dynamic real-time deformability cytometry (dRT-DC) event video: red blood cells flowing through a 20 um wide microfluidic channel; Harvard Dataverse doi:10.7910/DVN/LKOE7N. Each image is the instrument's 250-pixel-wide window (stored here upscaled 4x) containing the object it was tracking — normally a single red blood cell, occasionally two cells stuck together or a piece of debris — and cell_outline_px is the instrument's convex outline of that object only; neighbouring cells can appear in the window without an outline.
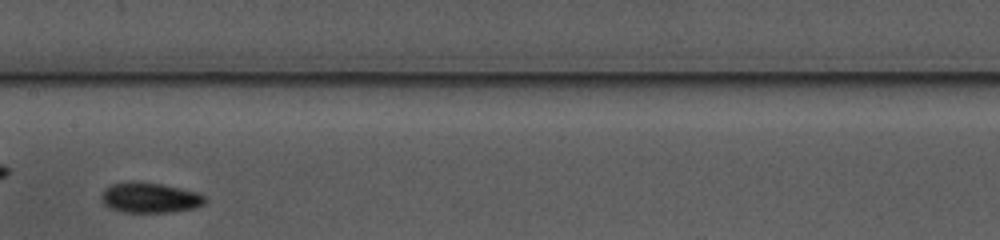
{"species": "common noctule bat (a hibernating species)", "species_latin": "Nyctalus noctula", "temperature_condition": "warm", "stored_images_in_passage": 35, "camera_frame_rate_fps": 3000, "um_per_image_px": 0.085, "animal": {"sex": "female", "body_mass_g": 10.0, "forearm_length_mm": 53.1}, "frame": {"image": 1, "passage_image": 10, "time_ms": 3.0, "image_size_px": [1000, 240], "cell_outline_px": [[204, 204], [192, 208], [172, 212], [124, 212], [112, 208], [104, 204], [104, 188], [112, 184], [160, 184], [196, 192], [204, 196]], "centroid_in_image_um": [12.78, 16.85], "position_along_channel_um": 194.6, "area_um2": 17.17}}
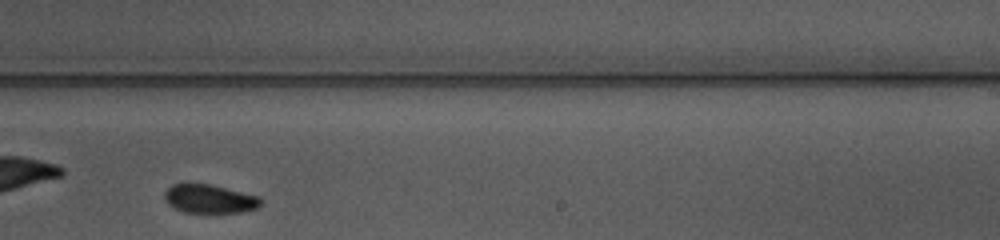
{"frame": {"image": 2, "passage_image": 16, "time_ms": 5.0, "image_size_px": [1000, 240], "cell_outline_px": [[264, 204], [260, 208], [240, 212], [184, 212], [172, 208], [168, 204], [164, 196], [164, 192], [172, 184], [212, 184], [260, 196]], "centroid_in_image_um": [17.86, 16.9], "position_along_channel_um": 271.1, "area_um2": 16.3}}
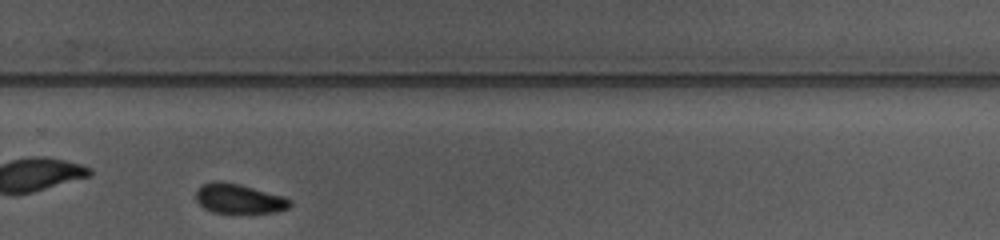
{"frame": {"image": 3, "passage_image": 19, "time_ms": 6.0, "image_size_px": [1000, 240], "cell_outline_px": [[292, 204], [288, 208], [276, 212], [212, 212], [204, 208], [196, 200], [196, 192], [204, 184], [216, 180], [240, 184], [284, 196], [292, 200]], "centroid_in_image_um": [20.34, 16.88], "position_along_channel_um": 309.5, "area_um2": 16.07}}